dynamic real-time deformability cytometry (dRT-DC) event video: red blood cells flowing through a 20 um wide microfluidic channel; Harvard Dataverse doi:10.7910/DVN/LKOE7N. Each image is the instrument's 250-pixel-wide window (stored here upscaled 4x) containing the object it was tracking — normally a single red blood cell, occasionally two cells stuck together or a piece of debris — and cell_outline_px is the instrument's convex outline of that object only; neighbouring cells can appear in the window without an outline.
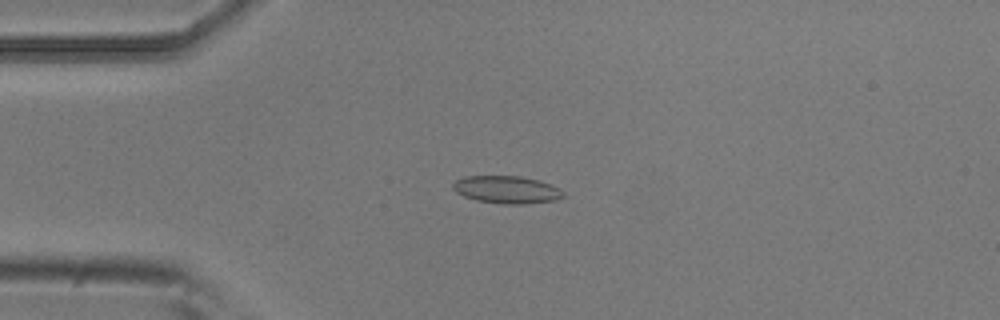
{"species": "common noctule bat (a hibernating species)", "species_latin": "Nyctalus noctula", "temperature_condition": "room temperature", "stored_images_in_passage": 3, "camera_frame_rate_fps": 3000, "um_per_image_px": 0.085, "animal": {"sex": "male", "body_mass_g": 20.5, "forearm_length_mm": 52.5}, "frame": {"image": 1, "passage_image": 3, "time_ms": 0.667, "image_size_px": [1000, 320], "cell_outline_px": [[564, 196], [556, 200], [524, 204], [504, 204], [476, 200], [464, 196], [456, 192], [452, 188], [452, 184], [456, 180], [464, 176], [520, 176], [540, 180], [560, 188], [564, 192]], "centroid_in_image_um": [43.08, 16.11], "position_along_channel_um": 41.9, "area_um2": 17.8}}